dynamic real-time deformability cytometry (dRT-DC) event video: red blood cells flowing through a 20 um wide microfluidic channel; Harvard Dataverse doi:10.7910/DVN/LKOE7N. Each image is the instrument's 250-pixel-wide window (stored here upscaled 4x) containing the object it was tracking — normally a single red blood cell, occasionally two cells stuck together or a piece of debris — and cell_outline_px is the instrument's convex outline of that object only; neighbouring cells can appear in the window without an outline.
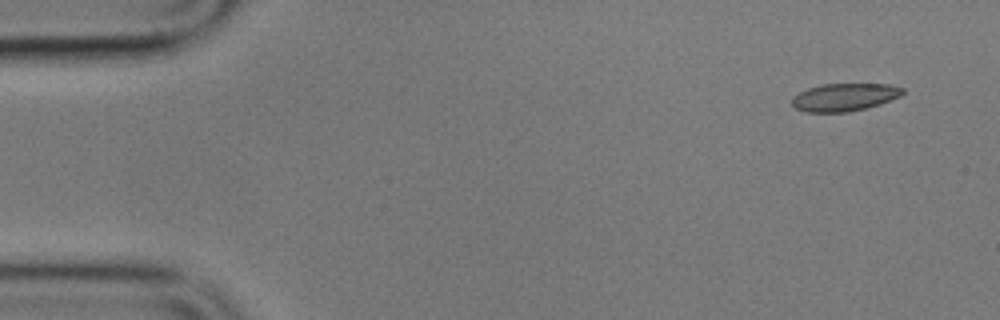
{"species": "common noctule bat (a hibernating species)", "species_latin": "Nyctalus noctula", "temperature_condition": "cold", "stored_images_in_passage": 9, "camera_frame_rate_fps": 3000, "um_per_image_px": 0.085, "animal": {"sex": "male", "body_mass_g": 17.9}, "frame": {"image": 1, "passage_image": 1, "time_ms": 0.0, "image_size_px": [1000, 320], "cell_outline_px": [[904, 92], [900, 96], [880, 104], [848, 112], [804, 112], [796, 108], [792, 104], [792, 96], [808, 88], [820, 84], [888, 84], [904, 88]], "centroid_in_image_um": [71.76, 8.25], "position_along_channel_um": 13.2, "area_um2": 17.86}}
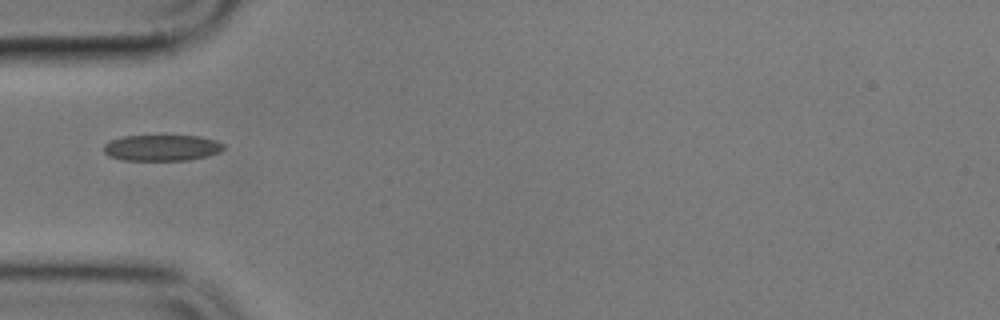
{"frame": {"image": 2, "passage_image": 4, "time_ms": 5.0, "image_size_px": [1000, 320], "cell_outline_px": [[224, 148], [220, 152], [208, 156], [188, 160], [124, 160], [108, 156], [104, 152], [104, 144], [112, 140], [124, 136], [200, 136], [216, 140], [224, 144]], "centroid_in_image_um": [13.78, 12.56], "position_along_channel_um": 71.2, "area_um2": 18.21}}
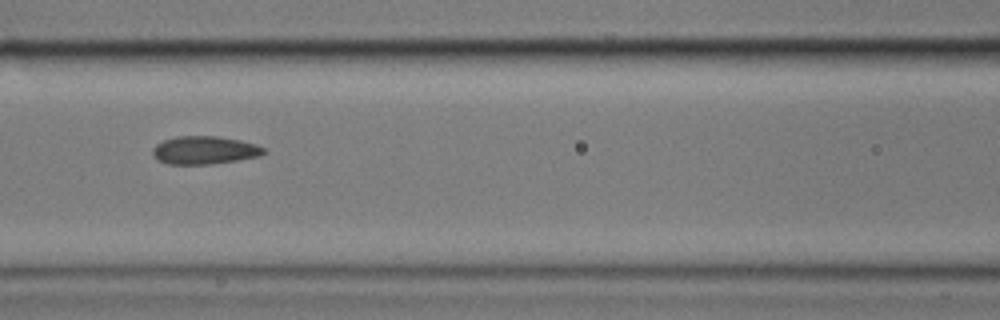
{"frame": {"image": 3, "passage_image": 6, "time_ms": 7.333, "image_size_px": [1000, 320], "cell_outline_px": [[264, 152], [260, 156], [212, 164], [168, 164], [152, 156], [152, 148], [156, 144], [164, 140], [176, 136], [216, 136], [240, 140], [256, 144], [264, 148]], "centroid_in_image_um": [17.35, 12.76], "position_along_channel_um": 149.2, "area_um2": 18.09}}